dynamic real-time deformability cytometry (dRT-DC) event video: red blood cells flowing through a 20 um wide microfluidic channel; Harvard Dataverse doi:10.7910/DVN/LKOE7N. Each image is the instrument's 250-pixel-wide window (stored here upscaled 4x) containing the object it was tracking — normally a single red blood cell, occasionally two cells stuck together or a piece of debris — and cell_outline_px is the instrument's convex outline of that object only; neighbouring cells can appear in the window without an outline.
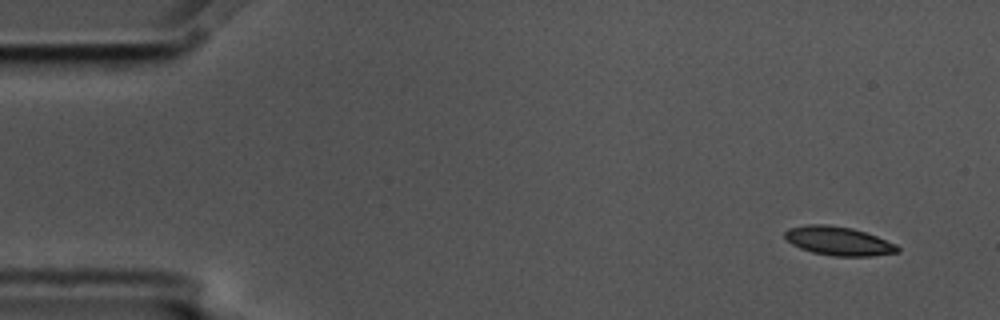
{"species": "common noctule bat (a hibernating species)", "species_latin": "Nyctalus noctula", "temperature_condition": "cold", "stored_images_in_passage": 10, "camera_frame_rate_fps": 3000, "um_per_image_px": 0.085, "animal": {"sex": "male", "body_mass_g": 17.5, "forearm_length_mm": 52.3}, "frame": {"image": 1, "passage_image": 1, "time_ms": 0.0, "image_size_px": [1000, 320], "cell_outline_px": [[900, 252], [872, 256], [832, 256], [812, 252], [800, 248], [792, 244], [784, 236], [784, 232], [788, 228], [808, 224], [824, 224], [852, 228], [876, 236], [896, 244], [900, 248]], "centroid_in_image_um": [71.27, 20.49], "position_along_channel_um": 13.7, "area_um2": 18.9}}
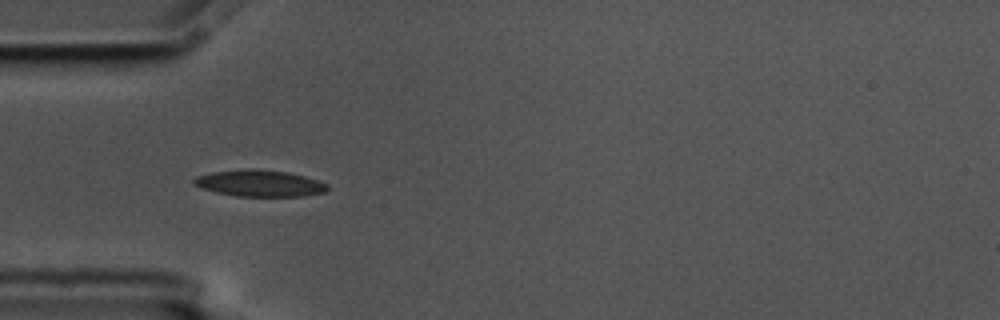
{"frame": {"image": 2, "passage_image": 4, "time_ms": 1.0, "image_size_px": [1000, 320], "cell_outline_px": [[328, 188], [324, 192], [304, 196], [236, 196], [216, 192], [192, 184], [192, 180], [196, 176], [212, 172], [244, 168], [252, 168], [288, 172], [304, 176], [328, 184]], "centroid_in_image_um": [22.04, 15.57], "position_along_channel_um": 63.0, "area_um2": 20.63}}
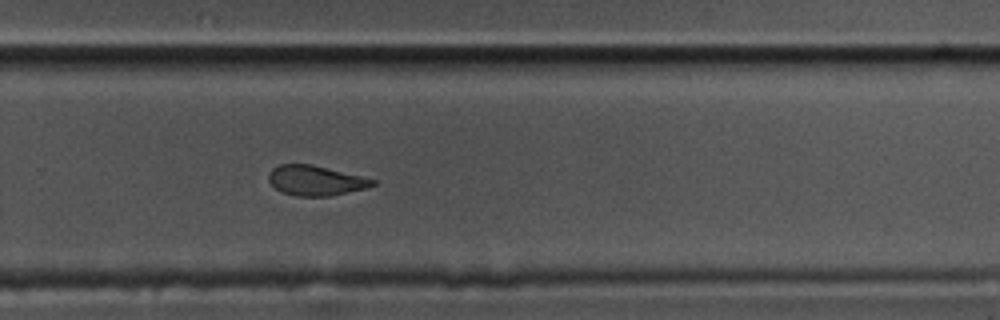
{"frame": {"image": 3, "passage_image": 10, "time_ms": 3.0, "image_size_px": [1000, 320], "cell_outline_px": [[376, 184], [364, 188], [328, 196], [296, 196], [280, 192], [268, 180], [268, 172], [272, 168], [280, 164], [312, 164], [376, 180]], "centroid_in_image_um": [26.76, 15.34], "position_along_channel_um": 303.0, "area_um2": 17.98}}